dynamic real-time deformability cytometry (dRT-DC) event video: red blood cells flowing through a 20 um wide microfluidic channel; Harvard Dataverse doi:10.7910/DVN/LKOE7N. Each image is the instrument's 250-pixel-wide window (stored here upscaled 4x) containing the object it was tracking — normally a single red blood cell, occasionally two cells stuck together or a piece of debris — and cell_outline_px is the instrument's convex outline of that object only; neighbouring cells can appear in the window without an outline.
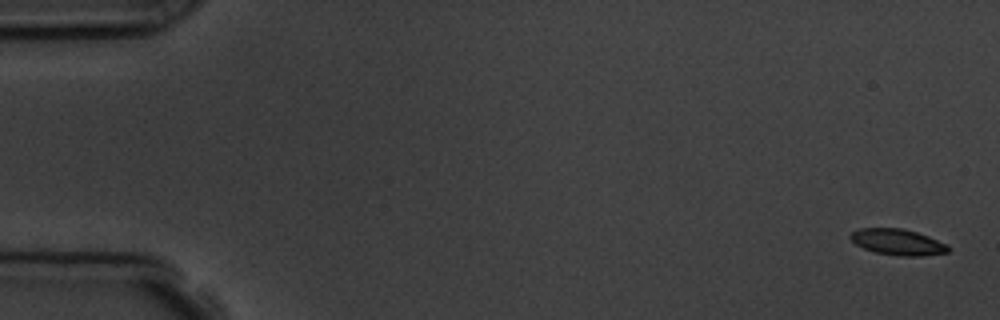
{"species": "common noctule bat (a hibernating species)", "species_latin": "Nyctalus noctula", "temperature_condition": "room temperature", "stored_images_in_passage": 6, "camera_frame_rate_fps": 3000, "um_per_image_px": 0.085, "animal": {"sex": "male", "body_mass_g": 19.5, "forearm_length_mm": 54.6}, "frame": {"image": 1, "passage_image": 1, "time_ms": 0.0, "image_size_px": [1000, 320], "cell_outline_px": [[952, 248], [948, 252], [920, 256], [900, 256], [876, 252], [864, 248], [856, 244], [848, 236], [852, 232], [860, 228], [904, 228], [928, 236], [948, 244]], "centroid_in_image_um": [76.34, 20.57], "position_along_channel_um": 8.7, "area_um2": 14.85}}
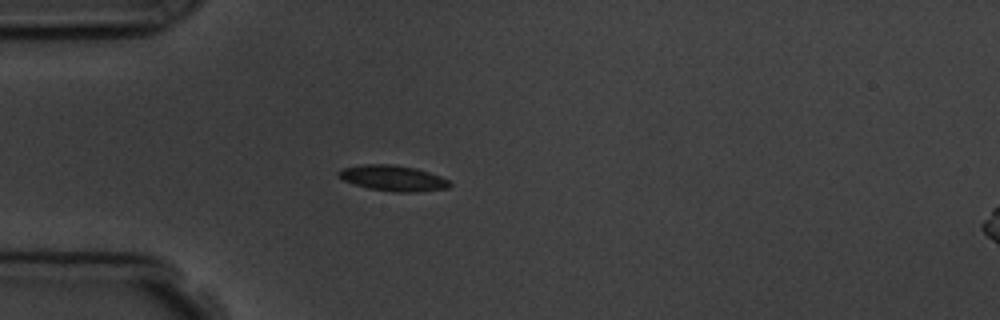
{"frame": {"image": 2, "passage_image": 5, "time_ms": 4.667, "image_size_px": [1000, 320], "cell_outline_px": [[452, 184], [448, 188], [416, 192], [396, 192], [368, 188], [344, 180], [336, 172], [344, 168], [364, 164], [392, 164], [412, 168], [428, 172], [440, 176], [448, 180]], "centroid_in_image_um": [33.42, 15.15], "position_along_channel_um": 51.6, "area_um2": 16.3}}